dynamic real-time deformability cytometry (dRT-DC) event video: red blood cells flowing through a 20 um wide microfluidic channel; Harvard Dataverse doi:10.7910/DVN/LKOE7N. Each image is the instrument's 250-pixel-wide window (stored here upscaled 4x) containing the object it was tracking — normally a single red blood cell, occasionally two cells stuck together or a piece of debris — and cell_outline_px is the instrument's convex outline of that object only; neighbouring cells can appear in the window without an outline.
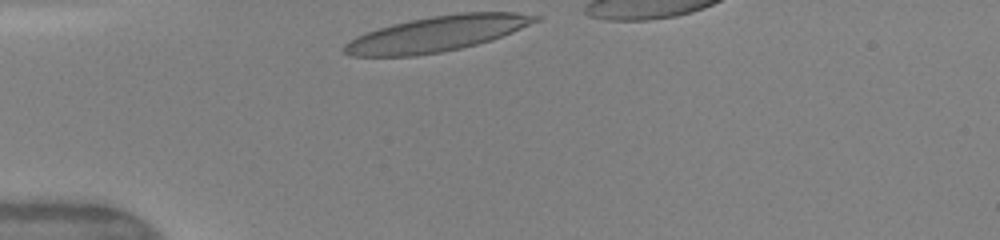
{"species": "human", "species_latin": "Homo sapiens", "temperature_condition": "warm", "stored_images_in_passage": 28, "camera_frame_rate_fps": 3000, "um_per_image_px": 0.085, "donor": {"sex": "female"}, "frame": {"image": 1, "passage_image": 1, "time_ms": 0.0, "image_size_px": [1000, 240], "cell_outline_px": [[544, 16], [540, 20], [512, 32], [492, 40], [460, 48], [440, 52], [416, 56], [348, 56], [340, 48], [348, 40], [356, 36], [376, 28], [392, 24], [432, 16], [460, 12], [516, 12]], "centroid_in_image_um": [37.12, 2.87], "position_along_channel_um": 47.9, "area_um2": 39.59}, "authors_computed_cell_mechanics": {"area_um2": 37.2521, "velocity_mm_per_s": 4.1288, "shape_relaxation_time_tau1_ms": 4.0868, "shape_relaxation_time_tau2_ms": 1.0387, "deformation_change_tau1": 0.2053, "deformation_change_tau2": 0.0931}}